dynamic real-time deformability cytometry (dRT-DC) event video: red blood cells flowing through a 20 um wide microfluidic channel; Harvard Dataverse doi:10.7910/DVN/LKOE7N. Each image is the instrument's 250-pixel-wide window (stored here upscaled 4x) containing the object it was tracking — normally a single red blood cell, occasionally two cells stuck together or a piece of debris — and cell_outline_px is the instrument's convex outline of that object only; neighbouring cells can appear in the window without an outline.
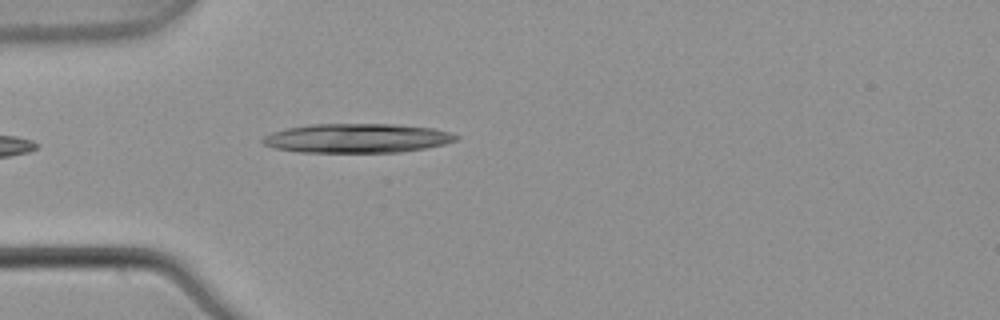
{"species": "common noctule bat (a hibernating species)", "species_latin": "Nyctalus noctula", "temperature_condition": "warm", "stored_images_in_passage": 5, "camera_frame_rate_fps": 3000, "um_per_image_px": 0.085, "animal": {"sex": "male", "body_mass_g": 21.5, "forearm_length_mm": 52.0}, "frame": {"image": 1, "passage_image": 5, "time_ms": 1.333, "image_size_px": [1000, 320], "cell_outline_px": [[460, 136], [456, 140], [444, 144], [424, 148], [400, 152], [300, 152], [276, 148], [264, 144], [260, 140], [264, 136], [272, 132], [288, 128], [312, 124], [392, 124], [432, 128], [448, 132]], "centroid_in_image_um": [30.34, 11.74], "position_along_channel_um": 54.7, "area_um2": 32.66}}